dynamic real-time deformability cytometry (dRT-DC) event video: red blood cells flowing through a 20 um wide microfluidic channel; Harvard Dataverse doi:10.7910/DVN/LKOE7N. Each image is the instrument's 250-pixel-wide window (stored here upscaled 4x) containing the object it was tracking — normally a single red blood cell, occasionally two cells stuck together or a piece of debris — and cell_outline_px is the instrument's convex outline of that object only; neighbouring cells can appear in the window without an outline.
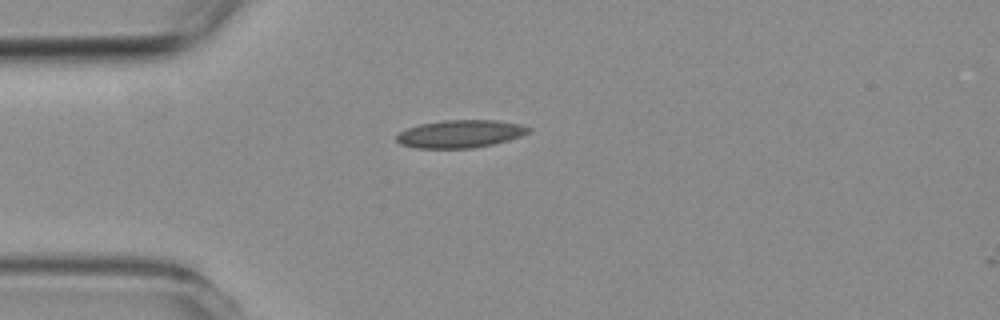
{"species": "common noctule bat (a hibernating species)", "species_latin": "Nyctalus noctula", "temperature_condition": "room temperature", "stored_images_in_passage": 2, "camera_frame_rate_fps": 3000, "um_per_image_px": 0.085, "animal": {"sex": "female", "body_mass_g": 19.3, "forearm_length_mm": 54.1}, "frame": {"image": 1, "passage_image": 1, "time_ms": 0.0, "image_size_px": [1000, 320], "cell_outline_px": [[532, 132], [508, 140], [492, 144], [472, 148], [416, 148], [400, 144], [396, 140], [396, 136], [400, 132], [408, 128], [420, 124], [444, 120], [496, 120], [520, 124], [532, 128]], "centroid_in_image_um": [39.14, 11.37], "position_along_channel_um": 45.9, "area_um2": 21.33}}